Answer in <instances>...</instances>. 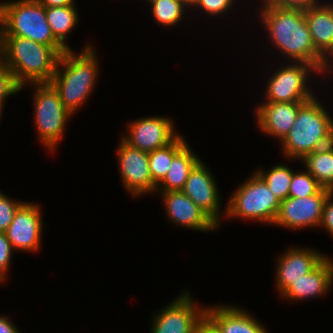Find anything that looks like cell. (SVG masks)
Segmentation results:
<instances>
[{
  "label": "cell",
  "instance_id": "cell-2",
  "mask_svg": "<svg viewBox=\"0 0 333 333\" xmlns=\"http://www.w3.org/2000/svg\"><path fill=\"white\" fill-rule=\"evenodd\" d=\"M65 47H50L20 36H0V61L24 86L50 83Z\"/></svg>",
  "mask_w": 333,
  "mask_h": 333
},
{
  "label": "cell",
  "instance_id": "cell-5",
  "mask_svg": "<svg viewBox=\"0 0 333 333\" xmlns=\"http://www.w3.org/2000/svg\"><path fill=\"white\" fill-rule=\"evenodd\" d=\"M0 36H20L50 47H64L47 23L46 8L37 0L0 3Z\"/></svg>",
  "mask_w": 333,
  "mask_h": 333
},
{
  "label": "cell",
  "instance_id": "cell-14",
  "mask_svg": "<svg viewBox=\"0 0 333 333\" xmlns=\"http://www.w3.org/2000/svg\"><path fill=\"white\" fill-rule=\"evenodd\" d=\"M208 169L200 160L190 171L182 192L220 227V196L216 180Z\"/></svg>",
  "mask_w": 333,
  "mask_h": 333
},
{
  "label": "cell",
  "instance_id": "cell-8",
  "mask_svg": "<svg viewBox=\"0 0 333 333\" xmlns=\"http://www.w3.org/2000/svg\"><path fill=\"white\" fill-rule=\"evenodd\" d=\"M293 63V64H292ZM282 66L269 78L265 90L268 102H307L315 95L306 84L311 72H319L310 64L292 62Z\"/></svg>",
  "mask_w": 333,
  "mask_h": 333
},
{
  "label": "cell",
  "instance_id": "cell-33",
  "mask_svg": "<svg viewBox=\"0 0 333 333\" xmlns=\"http://www.w3.org/2000/svg\"><path fill=\"white\" fill-rule=\"evenodd\" d=\"M320 227L326 229L333 236V192L327 197L324 203Z\"/></svg>",
  "mask_w": 333,
  "mask_h": 333
},
{
  "label": "cell",
  "instance_id": "cell-7",
  "mask_svg": "<svg viewBox=\"0 0 333 333\" xmlns=\"http://www.w3.org/2000/svg\"><path fill=\"white\" fill-rule=\"evenodd\" d=\"M34 112L37 134L42 144L55 150L64 135L65 126L73 115L60 100L51 83H34Z\"/></svg>",
  "mask_w": 333,
  "mask_h": 333
},
{
  "label": "cell",
  "instance_id": "cell-16",
  "mask_svg": "<svg viewBox=\"0 0 333 333\" xmlns=\"http://www.w3.org/2000/svg\"><path fill=\"white\" fill-rule=\"evenodd\" d=\"M168 218L175 225L209 232L219 226L182 191L161 192Z\"/></svg>",
  "mask_w": 333,
  "mask_h": 333
},
{
  "label": "cell",
  "instance_id": "cell-17",
  "mask_svg": "<svg viewBox=\"0 0 333 333\" xmlns=\"http://www.w3.org/2000/svg\"><path fill=\"white\" fill-rule=\"evenodd\" d=\"M205 322L216 333H269L246 310L225 304L206 307Z\"/></svg>",
  "mask_w": 333,
  "mask_h": 333
},
{
  "label": "cell",
  "instance_id": "cell-12",
  "mask_svg": "<svg viewBox=\"0 0 333 333\" xmlns=\"http://www.w3.org/2000/svg\"><path fill=\"white\" fill-rule=\"evenodd\" d=\"M127 134L122 136L127 144L146 152L165 147L179 136L175 132L173 121L165 116H151L134 120V122H130Z\"/></svg>",
  "mask_w": 333,
  "mask_h": 333
},
{
  "label": "cell",
  "instance_id": "cell-22",
  "mask_svg": "<svg viewBox=\"0 0 333 333\" xmlns=\"http://www.w3.org/2000/svg\"><path fill=\"white\" fill-rule=\"evenodd\" d=\"M301 160L318 183L333 192V143L308 153Z\"/></svg>",
  "mask_w": 333,
  "mask_h": 333
},
{
  "label": "cell",
  "instance_id": "cell-13",
  "mask_svg": "<svg viewBox=\"0 0 333 333\" xmlns=\"http://www.w3.org/2000/svg\"><path fill=\"white\" fill-rule=\"evenodd\" d=\"M42 212L38 205L24 203L16 212L5 234L13 249L38 251L43 229Z\"/></svg>",
  "mask_w": 333,
  "mask_h": 333
},
{
  "label": "cell",
  "instance_id": "cell-28",
  "mask_svg": "<svg viewBox=\"0 0 333 333\" xmlns=\"http://www.w3.org/2000/svg\"><path fill=\"white\" fill-rule=\"evenodd\" d=\"M22 89L13 71L0 61V102H5L9 95L19 93Z\"/></svg>",
  "mask_w": 333,
  "mask_h": 333
},
{
  "label": "cell",
  "instance_id": "cell-39",
  "mask_svg": "<svg viewBox=\"0 0 333 333\" xmlns=\"http://www.w3.org/2000/svg\"><path fill=\"white\" fill-rule=\"evenodd\" d=\"M4 102H0V117L2 115L3 107H4Z\"/></svg>",
  "mask_w": 333,
  "mask_h": 333
},
{
  "label": "cell",
  "instance_id": "cell-15",
  "mask_svg": "<svg viewBox=\"0 0 333 333\" xmlns=\"http://www.w3.org/2000/svg\"><path fill=\"white\" fill-rule=\"evenodd\" d=\"M276 266V287L282 294L293 282L305 277L327 255L314 249L292 247L279 255Z\"/></svg>",
  "mask_w": 333,
  "mask_h": 333
},
{
  "label": "cell",
  "instance_id": "cell-9",
  "mask_svg": "<svg viewBox=\"0 0 333 333\" xmlns=\"http://www.w3.org/2000/svg\"><path fill=\"white\" fill-rule=\"evenodd\" d=\"M157 314L153 315L151 333H198L205 322L206 307L195 305L185 291ZM191 296V297H190ZM155 316V317H154Z\"/></svg>",
  "mask_w": 333,
  "mask_h": 333
},
{
  "label": "cell",
  "instance_id": "cell-10",
  "mask_svg": "<svg viewBox=\"0 0 333 333\" xmlns=\"http://www.w3.org/2000/svg\"><path fill=\"white\" fill-rule=\"evenodd\" d=\"M331 193L332 191L322 188L314 195L282 200L273 225L294 230L320 227L324 203Z\"/></svg>",
  "mask_w": 333,
  "mask_h": 333
},
{
  "label": "cell",
  "instance_id": "cell-38",
  "mask_svg": "<svg viewBox=\"0 0 333 333\" xmlns=\"http://www.w3.org/2000/svg\"><path fill=\"white\" fill-rule=\"evenodd\" d=\"M183 1L190 7L196 2V0H183Z\"/></svg>",
  "mask_w": 333,
  "mask_h": 333
},
{
  "label": "cell",
  "instance_id": "cell-6",
  "mask_svg": "<svg viewBox=\"0 0 333 333\" xmlns=\"http://www.w3.org/2000/svg\"><path fill=\"white\" fill-rule=\"evenodd\" d=\"M225 216L274 224L281 201L254 172L245 183L235 190L227 202ZM267 222V223H266Z\"/></svg>",
  "mask_w": 333,
  "mask_h": 333
},
{
  "label": "cell",
  "instance_id": "cell-35",
  "mask_svg": "<svg viewBox=\"0 0 333 333\" xmlns=\"http://www.w3.org/2000/svg\"><path fill=\"white\" fill-rule=\"evenodd\" d=\"M45 8L56 6H67L75 3L74 0H37Z\"/></svg>",
  "mask_w": 333,
  "mask_h": 333
},
{
  "label": "cell",
  "instance_id": "cell-23",
  "mask_svg": "<svg viewBox=\"0 0 333 333\" xmlns=\"http://www.w3.org/2000/svg\"><path fill=\"white\" fill-rule=\"evenodd\" d=\"M79 14L74 4L46 8L47 23L54 37L66 48L71 49L65 42L66 36L76 27Z\"/></svg>",
  "mask_w": 333,
  "mask_h": 333
},
{
  "label": "cell",
  "instance_id": "cell-40",
  "mask_svg": "<svg viewBox=\"0 0 333 333\" xmlns=\"http://www.w3.org/2000/svg\"><path fill=\"white\" fill-rule=\"evenodd\" d=\"M153 1H155V0H147V2H149V3H152Z\"/></svg>",
  "mask_w": 333,
  "mask_h": 333
},
{
  "label": "cell",
  "instance_id": "cell-25",
  "mask_svg": "<svg viewBox=\"0 0 333 333\" xmlns=\"http://www.w3.org/2000/svg\"><path fill=\"white\" fill-rule=\"evenodd\" d=\"M256 173L264 180L270 191L280 201L288 198L293 171L286 165L276 164L268 172L258 170Z\"/></svg>",
  "mask_w": 333,
  "mask_h": 333
},
{
  "label": "cell",
  "instance_id": "cell-21",
  "mask_svg": "<svg viewBox=\"0 0 333 333\" xmlns=\"http://www.w3.org/2000/svg\"><path fill=\"white\" fill-rule=\"evenodd\" d=\"M200 160L187 143L173 157L168 172L156 186V190L160 192L182 191L190 171Z\"/></svg>",
  "mask_w": 333,
  "mask_h": 333
},
{
  "label": "cell",
  "instance_id": "cell-3",
  "mask_svg": "<svg viewBox=\"0 0 333 333\" xmlns=\"http://www.w3.org/2000/svg\"><path fill=\"white\" fill-rule=\"evenodd\" d=\"M78 54L68 49L58 60L56 71L50 83L57 90L63 105L72 113L78 110L94 90L98 76V60L93 46ZM61 67V68H60Z\"/></svg>",
  "mask_w": 333,
  "mask_h": 333
},
{
  "label": "cell",
  "instance_id": "cell-24",
  "mask_svg": "<svg viewBox=\"0 0 333 333\" xmlns=\"http://www.w3.org/2000/svg\"><path fill=\"white\" fill-rule=\"evenodd\" d=\"M179 136L165 147L149 152V167L153 183L157 186L169 170L173 157L188 143Z\"/></svg>",
  "mask_w": 333,
  "mask_h": 333
},
{
  "label": "cell",
  "instance_id": "cell-36",
  "mask_svg": "<svg viewBox=\"0 0 333 333\" xmlns=\"http://www.w3.org/2000/svg\"><path fill=\"white\" fill-rule=\"evenodd\" d=\"M329 57H330V60H329ZM329 60V61H328ZM330 62V63H329ZM333 63V51L327 56V58L325 59V62H324V66L321 70L320 73H324V72H329L327 71V69L329 70V68H332L333 66L331 65ZM330 64V65H329ZM331 66V67H330Z\"/></svg>",
  "mask_w": 333,
  "mask_h": 333
},
{
  "label": "cell",
  "instance_id": "cell-30",
  "mask_svg": "<svg viewBox=\"0 0 333 333\" xmlns=\"http://www.w3.org/2000/svg\"><path fill=\"white\" fill-rule=\"evenodd\" d=\"M234 0H196L191 6L192 8H200L210 16H220L221 14L228 13L231 6L234 4Z\"/></svg>",
  "mask_w": 333,
  "mask_h": 333
},
{
  "label": "cell",
  "instance_id": "cell-32",
  "mask_svg": "<svg viewBox=\"0 0 333 333\" xmlns=\"http://www.w3.org/2000/svg\"><path fill=\"white\" fill-rule=\"evenodd\" d=\"M263 4H270L280 8L306 10L321 4L318 0H264Z\"/></svg>",
  "mask_w": 333,
  "mask_h": 333
},
{
  "label": "cell",
  "instance_id": "cell-27",
  "mask_svg": "<svg viewBox=\"0 0 333 333\" xmlns=\"http://www.w3.org/2000/svg\"><path fill=\"white\" fill-rule=\"evenodd\" d=\"M323 187L306 170L293 173L288 197L302 198L317 194Z\"/></svg>",
  "mask_w": 333,
  "mask_h": 333
},
{
  "label": "cell",
  "instance_id": "cell-20",
  "mask_svg": "<svg viewBox=\"0 0 333 333\" xmlns=\"http://www.w3.org/2000/svg\"><path fill=\"white\" fill-rule=\"evenodd\" d=\"M315 50L326 59L333 51V4H322L304 10Z\"/></svg>",
  "mask_w": 333,
  "mask_h": 333
},
{
  "label": "cell",
  "instance_id": "cell-19",
  "mask_svg": "<svg viewBox=\"0 0 333 333\" xmlns=\"http://www.w3.org/2000/svg\"><path fill=\"white\" fill-rule=\"evenodd\" d=\"M333 283V260L328 255L304 278L293 282L282 294L286 299L304 300L326 295Z\"/></svg>",
  "mask_w": 333,
  "mask_h": 333
},
{
  "label": "cell",
  "instance_id": "cell-34",
  "mask_svg": "<svg viewBox=\"0 0 333 333\" xmlns=\"http://www.w3.org/2000/svg\"><path fill=\"white\" fill-rule=\"evenodd\" d=\"M0 333H20V330L8 317L0 315Z\"/></svg>",
  "mask_w": 333,
  "mask_h": 333
},
{
  "label": "cell",
  "instance_id": "cell-37",
  "mask_svg": "<svg viewBox=\"0 0 333 333\" xmlns=\"http://www.w3.org/2000/svg\"><path fill=\"white\" fill-rule=\"evenodd\" d=\"M198 333H216L206 322H204Z\"/></svg>",
  "mask_w": 333,
  "mask_h": 333
},
{
  "label": "cell",
  "instance_id": "cell-18",
  "mask_svg": "<svg viewBox=\"0 0 333 333\" xmlns=\"http://www.w3.org/2000/svg\"><path fill=\"white\" fill-rule=\"evenodd\" d=\"M304 103L265 101L255 111L260 131L282 142L293 127L298 110Z\"/></svg>",
  "mask_w": 333,
  "mask_h": 333
},
{
  "label": "cell",
  "instance_id": "cell-11",
  "mask_svg": "<svg viewBox=\"0 0 333 333\" xmlns=\"http://www.w3.org/2000/svg\"><path fill=\"white\" fill-rule=\"evenodd\" d=\"M117 149L121 179L125 189L137 197L156 191L149 167V152L131 147L122 138Z\"/></svg>",
  "mask_w": 333,
  "mask_h": 333
},
{
  "label": "cell",
  "instance_id": "cell-4",
  "mask_svg": "<svg viewBox=\"0 0 333 333\" xmlns=\"http://www.w3.org/2000/svg\"><path fill=\"white\" fill-rule=\"evenodd\" d=\"M333 143V120L317 97L298 110L293 127L281 143L283 154L290 160L301 159Z\"/></svg>",
  "mask_w": 333,
  "mask_h": 333
},
{
  "label": "cell",
  "instance_id": "cell-26",
  "mask_svg": "<svg viewBox=\"0 0 333 333\" xmlns=\"http://www.w3.org/2000/svg\"><path fill=\"white\" fill-rule=\"evenodd\" d=\"M150 5L152 16L165 28L177 25L188 7L183 0H155Z\"/></svg>",
  "mask_w": 333,
  "mask_h": 333
},
{
  "label": "cell",
  "instance_id": "cell-29",
  "mask_svg": "<svg viewBox=\"0 0 333 333\" xmlns=\"http://www.w3.org/2000/svg\"><path fill=\"white\" fill-rule=\"evenodd\" d=\"M22 201H14L0 191V233H5L11 224L17 210L24 204Z\"/></svg>",
  "mask_w": 333,
  "mask_h": 333
},
{
  "label": "cell",
  "instance_id": "cell-31",
  "mask_svg": "<svg viewBox=\"0 0 333 333\" xmlns=\"http://www.w3.org/2000/svg\"><path fill=\"white\" fill-rule=\"evenodd\" d=\"M13 247L5 233H0V283L6 280V274L11 264Z\"/></svg>",
  "mask_w": 333,
  "mask_h": 333
},
{
  "label": "cell",
  "instance_id": "cell-1",
  "mask_svg": "<svg viewBox=\"0 0 333 333\" xmlns=\"http://www.w3.org/2000/svg\"><path fill=\"white\" fill-rule=\"evenodd\" d=\"M260 11L274 47L289 60L310 64L321 72L325 59L314 48L304 10L263 4Z\"/></svg>",
  "mask_w": 333,
  "mask_h": 333
}]
</instances>
